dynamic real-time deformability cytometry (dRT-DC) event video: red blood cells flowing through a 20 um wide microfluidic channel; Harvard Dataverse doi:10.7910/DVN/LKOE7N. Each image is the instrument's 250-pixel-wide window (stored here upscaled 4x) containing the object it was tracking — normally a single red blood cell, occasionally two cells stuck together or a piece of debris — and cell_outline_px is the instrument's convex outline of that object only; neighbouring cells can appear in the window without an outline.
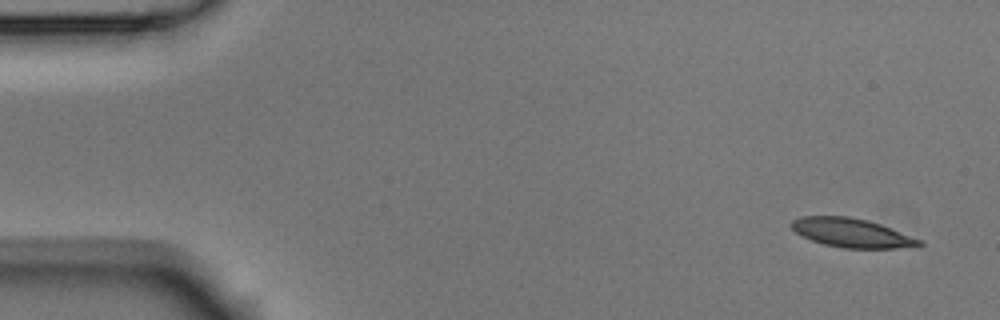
{"species": "Egyptian fruit bat (a non-hibernating species)", "species_latin": "Rousettus aegyptiacus", "temperature_condition": "room temperature", "stored_images_in_passage": 3, "camera_frame_rate_fps": 3000, "um_per_image_px": 0.085, "animal": {"sex": "male"}, "frame": {"image": 1, "passage_image": 1, "time_ms": 0.0, "image_size_px": [1000, 320], "cell_outline_px": [[924, 244], [920, 248], [844, 248], [824, 244], [812, 240], [796, 232], [788, 224], [792, 220], [800, 216], [848, 216], [868, 220], [880, 224], [924, 240]], "centroid_in_image_um": [72.47, 19.8], "position_along_channel_um": 12.5, "area_um2": 21.85}}